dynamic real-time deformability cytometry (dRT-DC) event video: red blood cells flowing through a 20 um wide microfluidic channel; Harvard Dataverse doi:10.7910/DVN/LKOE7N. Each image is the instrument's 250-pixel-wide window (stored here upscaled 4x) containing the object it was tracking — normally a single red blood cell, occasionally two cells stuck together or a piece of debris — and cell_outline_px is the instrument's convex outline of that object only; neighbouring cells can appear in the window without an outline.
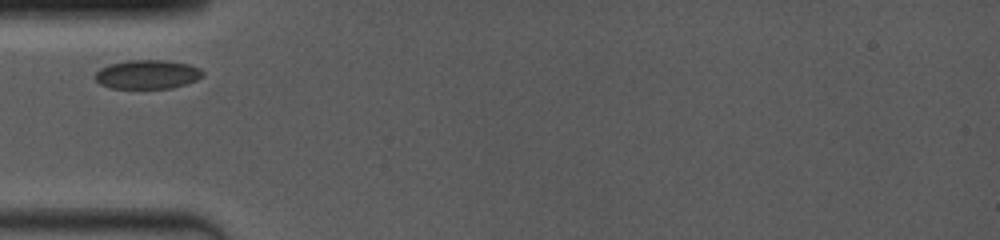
{"species": "common noctule bat (a hibernating species)", "species_latin": "Nyctalus noctula", "temperature_condition": "room temperature", "stored_images_in_passage": 3, "camera_frame_rate_fps": 4000, "um_per_image_px": 0.085, "animal": {"sex": "female", "body_mass_g": 19.0, "forearm_length_mm": 53.3}, "frame": {"image": 1, "passage_image": 1, "time_ms": 0.0, "image_size_px": [1000, 240], "cell_outline_px": [[204, 76], [196, 80], [172, 88], [112, 88], [100, 84], [92, 76], [100, 68], [108, 64], [128, 60], [164, 60], [188, 64], [200, 68], [204, 72]], "centroid_in_image_um": [12.51, 6.32], "position_along_channel_um": 72.5, "area_um2": 18.26}}
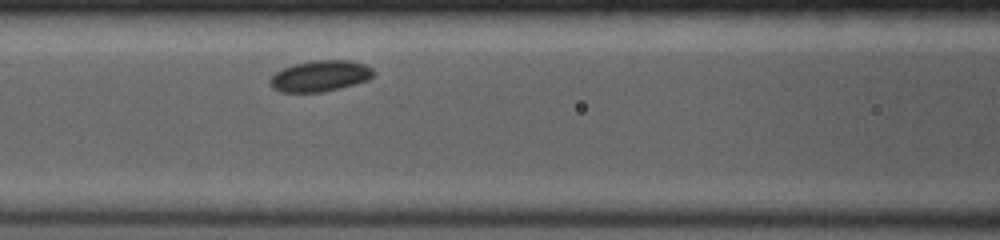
{"frame": {"image": 2, "passage_image": 3, "time_ms": 1.75, "image_size_px": [1000, 240], "cell_outline_px": [[372, 76], [368, 80], [340, 88], [324, 92], [280, 92], [272, 88], [272, 76], [276, 72], [292, 64], [316, 60], [352, 60], [364, 64], [372, 68]], "centroid_in_image_um": [27.22, 6.46], "position_along_channel_um": 139.4, "area_um2": 18.55}}